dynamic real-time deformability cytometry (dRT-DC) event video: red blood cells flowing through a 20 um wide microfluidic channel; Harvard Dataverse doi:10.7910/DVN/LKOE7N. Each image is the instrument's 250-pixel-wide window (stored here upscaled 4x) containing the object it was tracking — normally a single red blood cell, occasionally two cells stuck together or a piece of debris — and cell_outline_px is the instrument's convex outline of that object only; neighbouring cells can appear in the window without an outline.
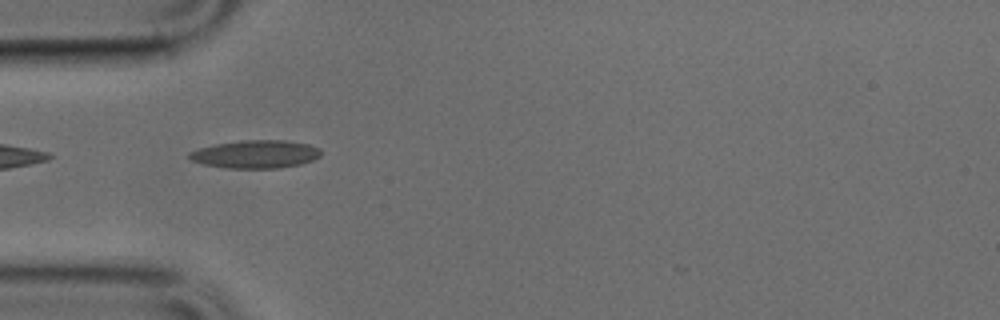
{"species": "common noctule bat (a hibernating species)", "species_latin": "Nyctalus noctula", "temperature_condition": "cold", "stored_images_in_passage": 34, "camera_frame_rate_fps": 3000, "um_per_image_px": 0.085, "animal": {"sex": "male", "body_mass_g": 17.9, "forearm_length_mm": 54.2}, "frame": {"image": 1, "passage_image": 1, "time_ms": 0.0, "image_size_px": [1000, 320], "cell_outline_px": [[320, 156], [312, 160], [300, 164], [280, 168], [228, 168], [204, 164], [192, 160], [188, 156], [188, 152], [200, 148], [216, 144], [240, 140], [284, 140], [308, 144], [320, 148]], "centroid_in_image_um": [21.73, 13.1], "position_along_channel_um": 63.3, "area_um2": 21.39}}
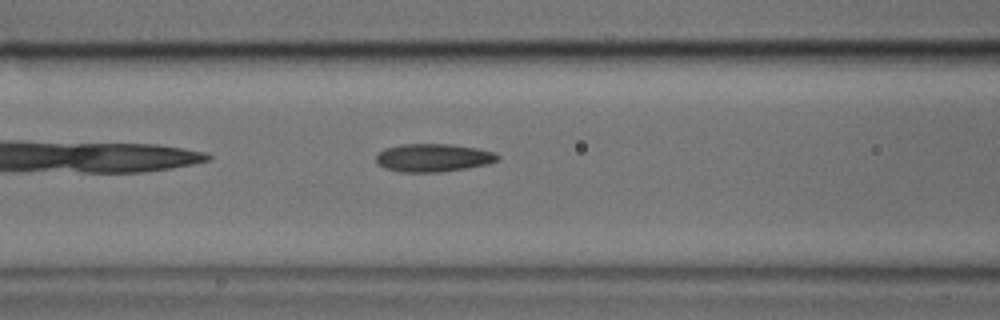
{"frame": {"image": 2, "passage_image": 6, "time_ms": 1.667, "image_size_px": [1000, 320], "cell_outline_px": [[500, 160], [488, 164], [468, 168], [440, 172], [400, 172], [384, 168], [376, 160], [376, 156], [384, 148], [404, 144], [452, 144], [476, 148], [496, 152], [500, 156]], "centroid_in_image_um": [36.87, 13.41], "position_along_channel_um": 129.7, "area_um2": 20.0}}
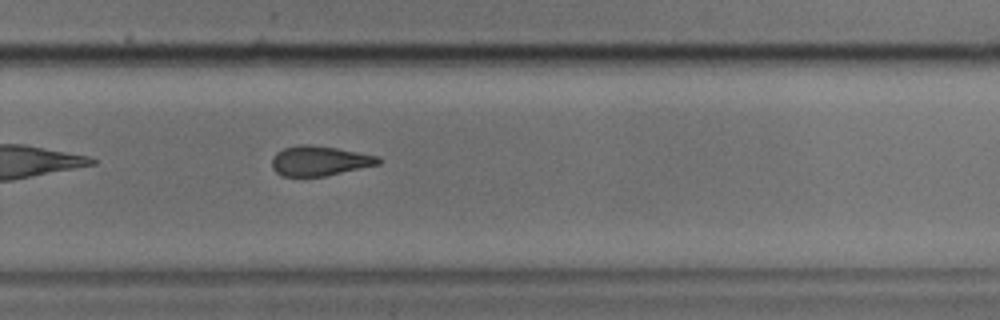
{"frame": {"image": 3, "passage_image": 19, "time_ms": 6.0, "image_size_px": [1000, 320], "cell_outline_px": [[380, 164], [324, 176], [280, 176], [272, 168], [272, 156], [276, 152], [284, 148], [300, 144], [308, 144], [336, 148], [380, 156]], "centroid_in_image_um": [27.13, 13.67], "position_along_channel_um": 302.7, "area_um2": 18.5}}